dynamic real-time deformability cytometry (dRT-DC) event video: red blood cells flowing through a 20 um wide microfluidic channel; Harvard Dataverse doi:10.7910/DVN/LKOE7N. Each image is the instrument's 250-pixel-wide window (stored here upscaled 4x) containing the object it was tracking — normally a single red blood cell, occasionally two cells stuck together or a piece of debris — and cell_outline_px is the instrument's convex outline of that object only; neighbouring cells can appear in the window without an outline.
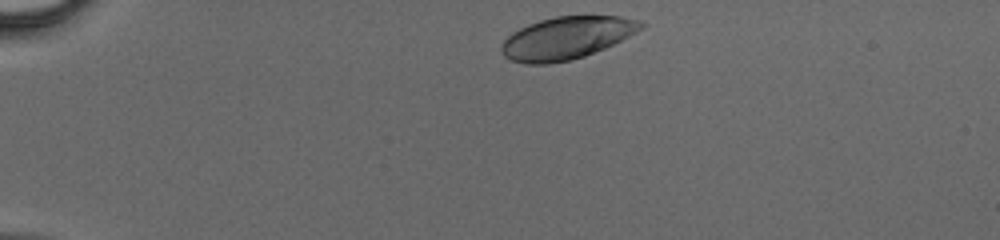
{"species": "human", "species_latin": "Homo sapiens", "temperature_condition": "cold", "stored_images_in_passage": 33, "camera_frame_rate_fps": 3000, "um_per_image_px": 0.085, "donor": {"sex": "male"}, "frame": {"image": 1, "passage_image": 1, "time_ms": 0.0, "image_size_px": [1000, 240], "cell_outline_px": [[644, 28], [604, 48], [584, 56], [572, 60], [548, 64], [524, 64], [512, 60], [504, 56], [500, 52], [500, 48], [504, 40], [512, 32], [528, 24], [540, 20], [556, 16], [620, 16], [644, 20]], "centroid_in_image_um": [48.15, 3.22], "position_along_channel_um": 36.8, "area_um2": 34.56}}
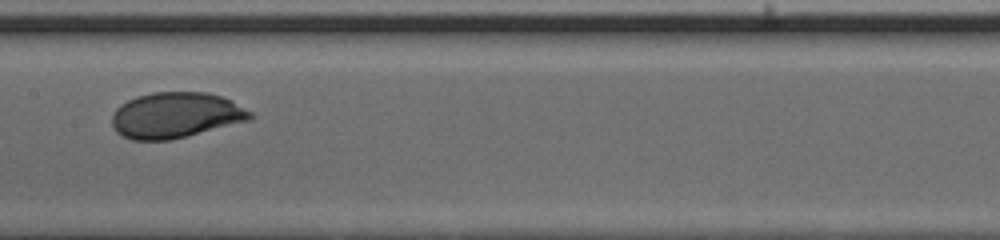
{"frame": {"image": 2, "passage_image": 16, "time_ms": 5.0, "image_size_px": [1000, 240], "cell_outline_px": [[256, 116], [252, 120], [168, 140], [132, 140], [116, 132], [112, 128], [112, 112], [120, 104], [136, 96], [152, 92], [208, 92], [232, 100], [252, 112]], "centroid_in_image_um": [14.94, 9.78], "position_along_channel_um": 192.5, "area_um2": 37.05}}
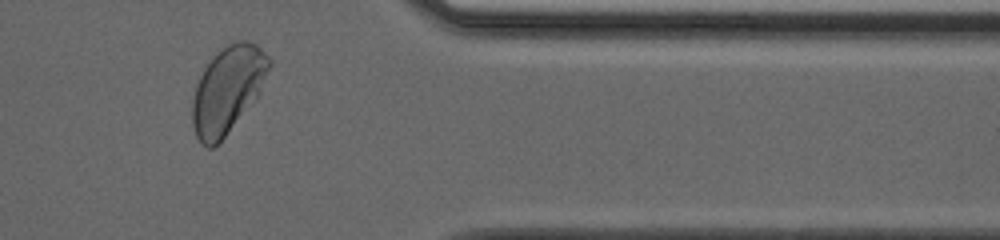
{"frame": {"image": 3, "passage_image": 30, "time_ms": 9.667, "image_size_px": [1000, 240], "cell_outline_px": [[272, 64], [260, 92], [224, 136], [212, 148], [208, 148], [200, 144], [196, 136], [192, 124], [192, 100], [196, 84], [204, 68], [228, 44], [236, 40], [244, 40], [256, 44], [272, 60]], "centroid_in_image_um": [19.35, 7.62], "position_along_channel_um": 392.1, "area_um2": 38.09}}